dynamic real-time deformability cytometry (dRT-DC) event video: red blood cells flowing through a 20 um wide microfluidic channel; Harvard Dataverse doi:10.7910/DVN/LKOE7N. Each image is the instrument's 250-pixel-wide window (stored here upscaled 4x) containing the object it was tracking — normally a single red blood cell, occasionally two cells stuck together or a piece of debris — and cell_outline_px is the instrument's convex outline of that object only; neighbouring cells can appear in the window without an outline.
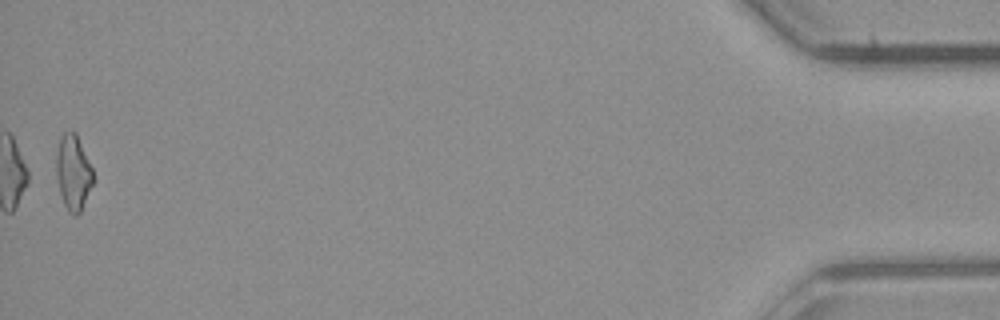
{"species": "common noctule bat (a hibernating species)", "species_latin": "Nyctalus noctula", "temperature_condition": "room temperature", "stored_images_in_passage": 50, "camera_frame_rate_fps": 3000, "um_per_image_px": 0.085, "animal": {"sex": "male", "body_mass_g": 23.1, "forearm_length_mm": 52.7}, "frame": {"image": 1, "passage_image": 50, "time_ms": 16.333, "image_size_px": [1000, 320], "cell_outline_px": [[96, 180], [80, 212], [76, 216], [72, 216], [68, 212], [64, 204], [60, 192], [56, 176], [56, 156], [60, 136], [64, 132], [76, 132], [92, 168]], "centroid_in_image_um": [6.24, 14.69], "position_along_channel_um": 429.0, "area_um2": 16.42}}